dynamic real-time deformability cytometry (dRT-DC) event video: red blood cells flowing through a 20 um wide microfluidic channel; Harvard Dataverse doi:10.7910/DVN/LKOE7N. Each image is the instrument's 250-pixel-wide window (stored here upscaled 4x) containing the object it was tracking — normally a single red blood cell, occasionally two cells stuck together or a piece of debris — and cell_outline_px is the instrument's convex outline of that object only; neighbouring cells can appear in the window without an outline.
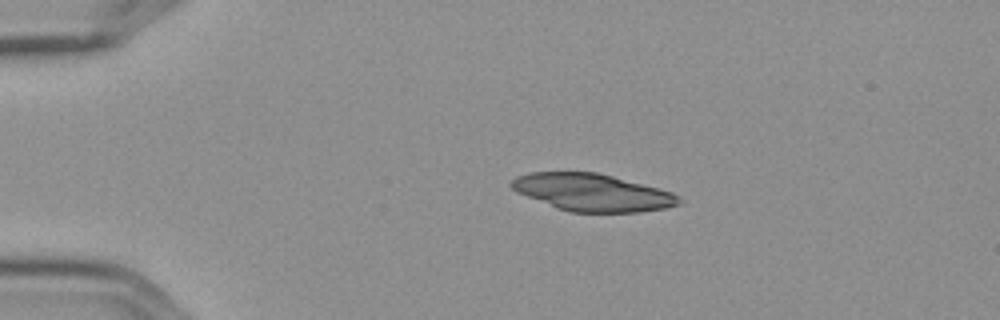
{"species": "Egyptian fruit bat (a non-hibernating species)", "species_latin": "Rousettus aegyptiacus", "temperature_condition": "cold", "stored_images_in_passage": 6, "camera_frame_rate_fps": 3000, "um_per_image_px": 0.085, "frame": {"image": 1, "passage_image": 1, "time_ms": 0.0, "image_size_px": [1000, 320], "cell_outline_px": [[684, 200], [680, 204], [668, 208], [640, 212], [572, 212], [556, 208], [516, 192], [508, 184], [516, 176], [528, 172], [596, 172], [612, 176], [672, 192]], "centroid_in_image_um": [50.34, 16.36], "position_along_channel_um": 34.7, "area_um2": 36.41}}